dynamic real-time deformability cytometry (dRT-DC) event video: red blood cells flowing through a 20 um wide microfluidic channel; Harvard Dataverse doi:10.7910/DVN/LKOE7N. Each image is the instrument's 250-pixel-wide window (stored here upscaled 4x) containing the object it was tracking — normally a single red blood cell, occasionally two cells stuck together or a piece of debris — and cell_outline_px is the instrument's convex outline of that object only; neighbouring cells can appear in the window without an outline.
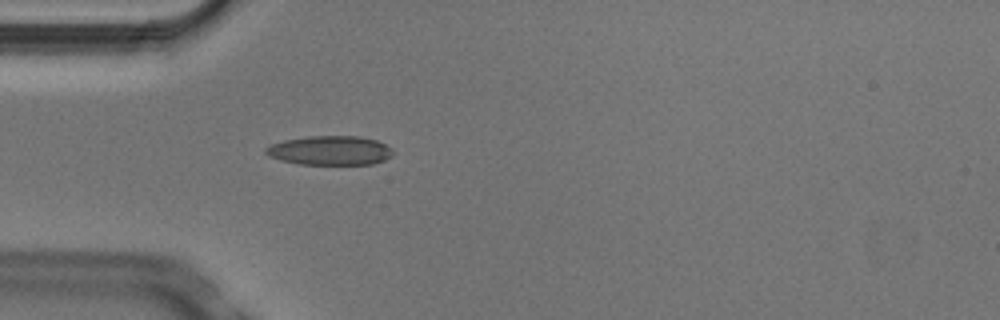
{"species": "Egyptian fruit bat (a non-hibernating species)", "species_latin": "Rousettus aegyptiacus", "temperature_condition": "cold", "stored_images_in_passage": 4, "camera_frame_rate_fps": 3000, "um_per_image_px": 0.085, "animal": {"sex": "male"}, "frame": {"image": 1, "passage_image": 4, "time_ms": 1.0, "image_size_px": [1000, 320], "cell_outline_px": [[396, 152], [392, 156], [384, 160], [372, 164], [300, 164], [280, 160], [268, 156], [264, 152], [264, 148], [272, 144], [284, 140], [308, 136], [360, 136], [376, 140], [392, 148]], "centroid_in_image_um": [28.06, 12.79], "position_along_channel_um": 56.9, "area_um2": 21.79}}